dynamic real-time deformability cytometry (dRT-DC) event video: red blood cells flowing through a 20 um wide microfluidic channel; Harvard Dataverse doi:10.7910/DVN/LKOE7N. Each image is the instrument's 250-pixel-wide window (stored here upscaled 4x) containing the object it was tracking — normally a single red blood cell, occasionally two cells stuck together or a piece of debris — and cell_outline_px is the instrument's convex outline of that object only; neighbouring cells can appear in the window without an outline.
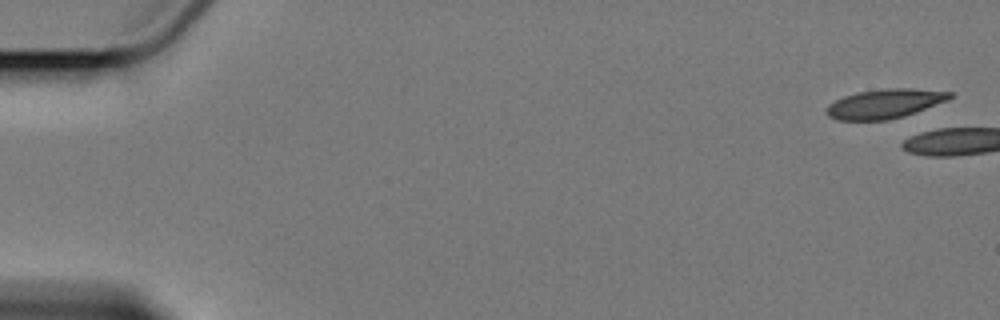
{"species": "Egyptian fruit bat (a non-hibernating species)", "species_latin": "Rousettus aegyptiacus", "temperature_condition": "cold", "stored_images_in_passage": 6, "camera_frame_rate_fps": 3000, "um_per_image_px": 0.085, "animal": {"sex": "female"}, "frame": {"image": 1, "passage_image": 1, "time_ms": 0.0, "image_size_px": [1000, 320], "cell_outline_px": [[956, 96], [948, 100], [904, 116], [888, 120], [836, 120], [828, 116], [824, 112], [828, 104], [844, 96], [856, 92], [884, 88], [908, 88], [952, 92]], "centroid_in_image_um": [75.19, 8.81], "position_along_channel_um": 9.8, "area_um2": 21.21}}